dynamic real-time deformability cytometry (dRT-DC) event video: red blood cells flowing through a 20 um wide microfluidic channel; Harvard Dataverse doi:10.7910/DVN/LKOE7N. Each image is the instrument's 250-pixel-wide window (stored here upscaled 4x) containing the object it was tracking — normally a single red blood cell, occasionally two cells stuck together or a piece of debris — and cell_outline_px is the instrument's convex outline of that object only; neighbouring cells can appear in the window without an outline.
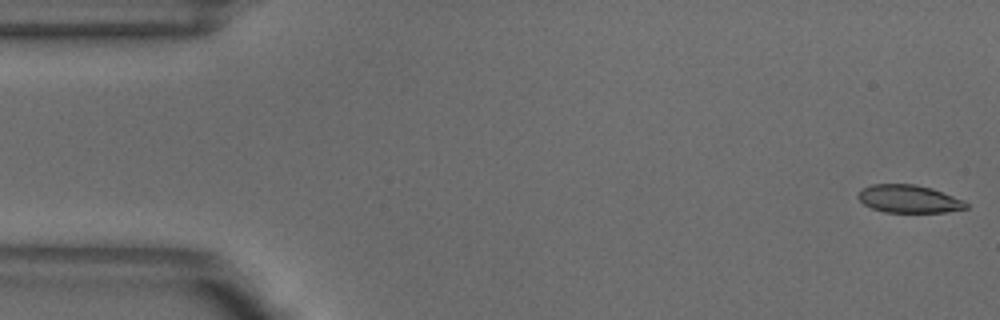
{"species": "common noctule bat (a hibernating species)", "species_latin": "Nyctalus noctula", "temperature_condition": "warm", "stored_images_in_passage": 51, "camera_frame_rate_fps": 3000, "um_per_image_px": 0.085, "animal": {"sex": "male", "body_mass_g": 18.8}, "frame": {"image": 1, "passage_image": 1, "time_ms": 0.0, "image_size_px": [1000, 320], "cell_outline_px": [[968, 208], [944, 212], [884, 212], [872, 208], [864, 204], [856, 196], [864, 188], [872, 184], [916, 184], [932, 188], [964, 200], [968, 204]], "centroid_in_image_um": [77.27, 16.9], "position_along_channel_um": 7.7, "area_um2": 17.46}}
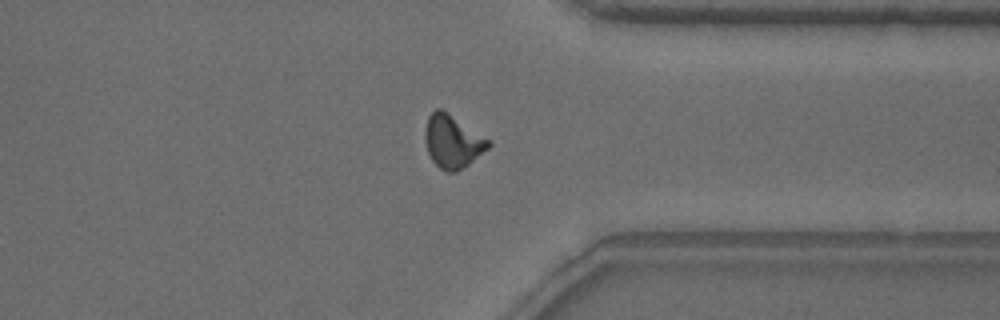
{"frame": {"image": 2, "passage_image": 39, "time_ms": 12.667, "image_size_px": [1000, 320], "cell_outline_px": [[492, 144], [488, 148], [468, 164], [456, 172], [444, 172], [432, 160], [428, 152], [424, 140], [424, 132], [428, 116], [436, 108], [440, 108], [492, 140]], "centroid_in_image_um": [38.47, 12.02], "position_along_channel_um": 372.9, "area_um2": 19.59}}
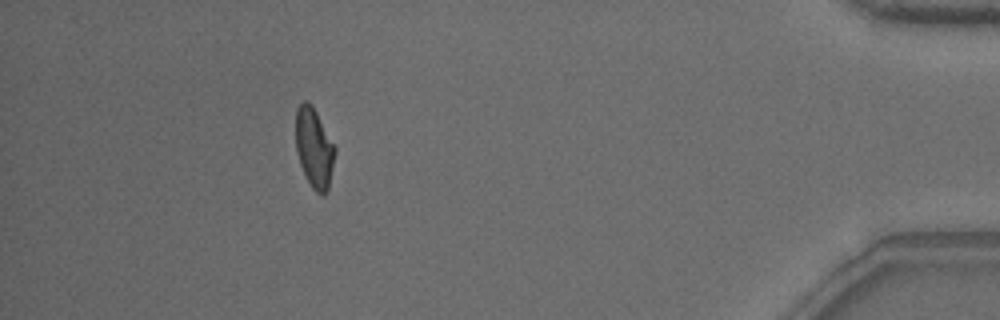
{"frame": {"image": 3, "passage_image": 46, "time_ms": 15.0, "image_size_px": [1000, 320], "cell_outline_px": [[336, 152], [328, 188], [324, 196], [316, 192], [312, 188], [300, 164], [296, 152], [296, 108], [304, 100], [308, 100], [312, 104], [336, 148]], "centroid_in_image_um": [26.7, 12.55], "position_along_channel_um": 408.5, "area_um2": 18.21}, "authors_computed_cell_mechanics": {"area_um2": 18.7272, "velocity_mm_per_s": 3.8876, "shape_relaxation_time_tau1_ms": 6.0704, "shape_relaxation_time_tau2_ms": 2.2819, "deformation_change_tau1": 0.156, "deformation_change_tau2": 0.0793}}